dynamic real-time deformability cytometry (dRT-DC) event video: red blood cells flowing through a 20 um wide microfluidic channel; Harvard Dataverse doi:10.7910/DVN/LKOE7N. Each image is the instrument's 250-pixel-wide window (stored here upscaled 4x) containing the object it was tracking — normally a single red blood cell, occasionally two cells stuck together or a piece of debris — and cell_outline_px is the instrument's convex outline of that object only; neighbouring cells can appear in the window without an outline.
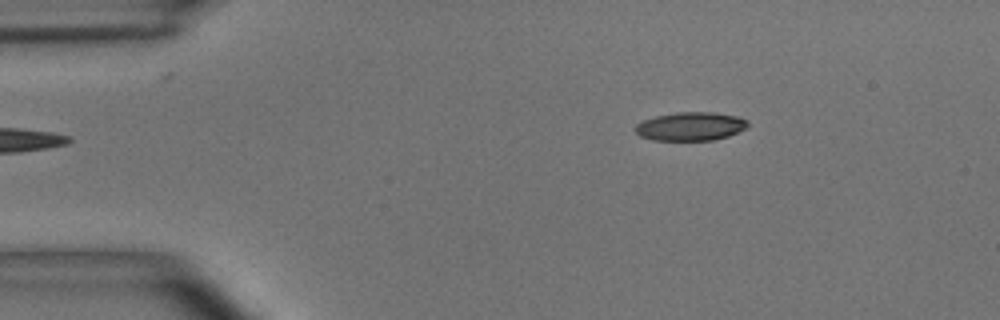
{"species": "common noctule bat (a hibernating species)", "species_latin": "Nyctalus noctula", "temperature_condition": "room temperature", "stored_images_in_passage": 46, "camera_frame_rate_fps": 3000, "um_per_image_px": 0.085, "animal": {"sex": "male", "body_mass_g": 15.6}, "frame": {"image": 1, "passage_image": 1, "time_ms": 0.0, "image_size_px": [1000, 320], "cell_outline_px": [[748, 128], [728, 136], [712, 140], [652, 140], [640, 136], [636, 132], [636, 124], [644, 120], [656, 116], [676, 112], [712, 112], [736, 116], [748, 120]], "centroid_in_image_um": [58.72, 10.74], "position_along_channel_um": 26.3, "area_um2": 18.67}}
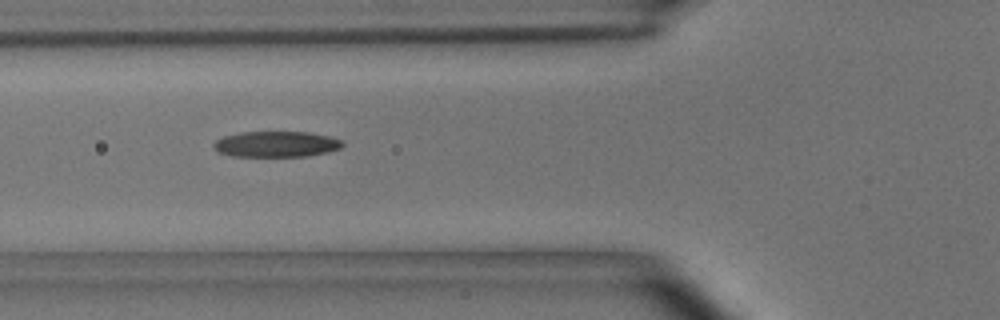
{"frame": {"image": 2, "passage_image": 12, "time_ms": 3.667, "image_size_px": [1000, 320], "cell_outline_px": [[344, 144], [340, 148], [328, 152], [308, 156], [232, 156], [220, 152], [212, 144], [216, 140], [224, 136], [240, 132], [312, 132], [344, 140]], "centroid_in_image_um": [23.53, 12.24], "position_along_channel_um": 102.3, "area_um2": 19.36}}
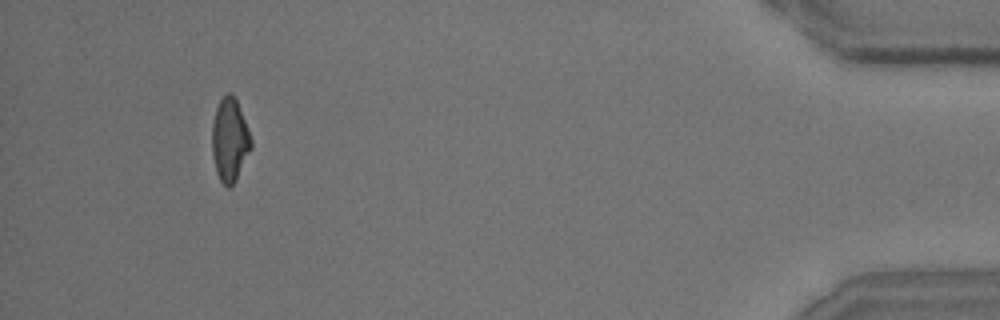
{"frame": {"image": 3, "passage_image": 43, "time_ms": 14.0, "image_size_px": [1000, 320], "cell_outline_px": [[252, 148], [236, 180], [228, 188], [220, 180], [216, 172], [212, 152], [212, 124], [216, 108], [220, 100], [228, 92], [232, 92], [236, 100], [252, 140]], "centroid_in_image_um": [19.52, 11.9], "position_along_channel_um": 415.7, "area_um2": 18.79}, "authors_computed_cell_mechanics": {"area_um2": 19.4786, "velocity_mm_per_s": 3.6905, "shape_relaxation_time_tau1_ms": 8.6647, "shape_relaxation_time_tau2_ms": 2.1534, "deformation_change_tau1": 0.2227, "deformation_change_tau2": 0.1061}}